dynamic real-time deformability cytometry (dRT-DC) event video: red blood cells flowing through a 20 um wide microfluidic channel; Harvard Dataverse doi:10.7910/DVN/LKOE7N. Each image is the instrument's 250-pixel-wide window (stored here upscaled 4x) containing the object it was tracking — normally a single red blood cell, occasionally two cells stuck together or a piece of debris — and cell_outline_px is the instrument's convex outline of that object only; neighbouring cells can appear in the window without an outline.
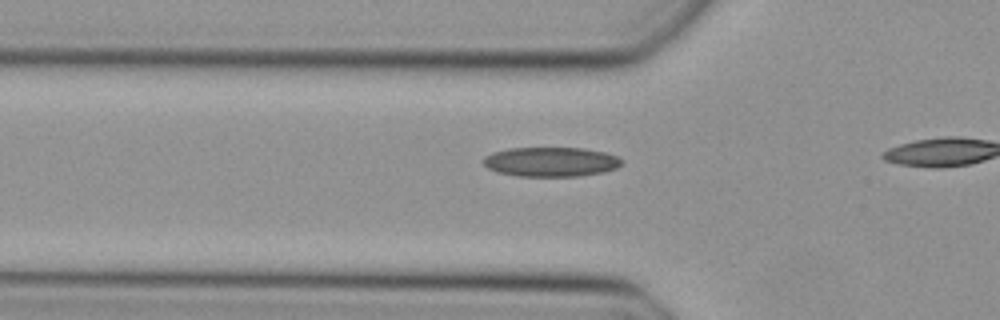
{"species": "Egyptian fruit bat (a non-hibernating species)", "species_latin": "Rousettus aegyptiacus", "temperature_condition": "cold", "stored_images_in_passage": 15, "camera_frame_rate_fps": 3000, "um_per_image_px": 0.085, "animal": {"sex": "female"}, "frame": {"image": 1, "passage_image": 13, "time_ms": 4.0, "image_size_px": [1000, 320], "cell_outline_px": [[624, 160], [616, 168], [604, 172], [580, 176], [516, 176], [496, 172], [488, 168], [480, 160], [484, 156], [492, 152], [508, 148], [584, 148], [604, 152], [616, 156]], "centroid_in_image_um": [46.78, 13.75], "position_along_channel_um": 79.0, "area_um2": 23.99}}